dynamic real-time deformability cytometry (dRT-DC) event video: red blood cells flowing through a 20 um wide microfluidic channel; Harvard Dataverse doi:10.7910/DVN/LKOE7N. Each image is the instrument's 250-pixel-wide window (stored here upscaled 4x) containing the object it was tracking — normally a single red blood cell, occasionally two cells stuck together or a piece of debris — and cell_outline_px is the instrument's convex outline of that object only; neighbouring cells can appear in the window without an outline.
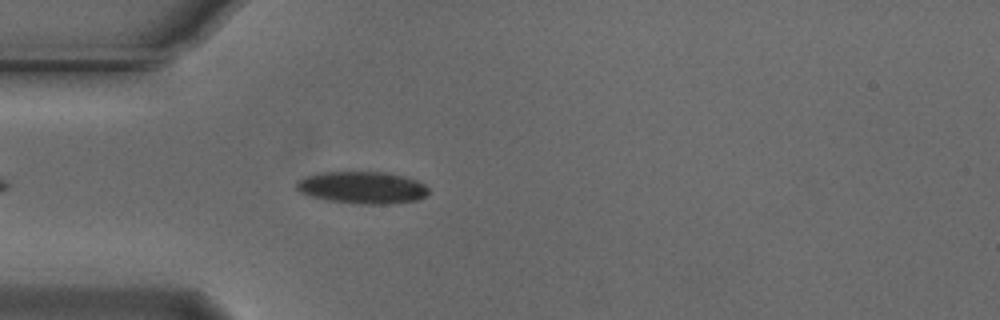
{"species": "Egyptian fruit bat (a non-hibernating species)", "species_latin": "Rousettus aegyptiacus", "temperature_condition": "cold", "stored_images_in_passage": 30, "camera_frame_rate_fps": 3000, "um_per_image_px": 0.085, "animal": {"sex": "male"}, "frame": {"image": 1, "passage_image": 6, "time_ms": 1.667, "image_size_px": [1000, 320], "cell_outline_px": [[428, 192], [424, 196], [416, 200], [388, 204], [352, 204], [328, 200], [312, 196], [300, 192], [296, 188], [296, 180], [304, 176], [320, 172], [388, 172], [404, 176], [416, 180], [424, 184], [428, 188]], "centroid_in_image_um": [30.76, 15.94], "position_along_channel_um": 54.2, "area_um2": 24.85}}
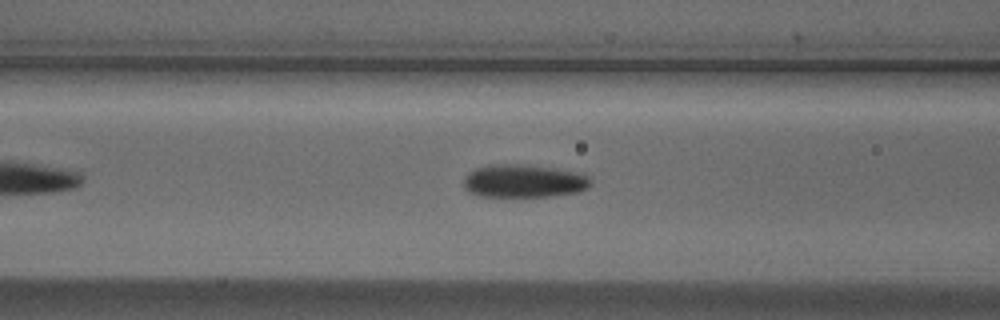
{"frame": {"image": 2, "passage_image": 12, "time_ms": 3.667, "image_size_px": [1000, 320], "cell_outline_px": [[592, 184], [588, 188], [580, 192], [552, 196], [480, 196], [468, 192], [464, 188], [464, 176], [468, 172], [476, 168], [488, 164], [520, 164], [556, 168], [580, 172], [588, 176], [592, 180]], "centroid_in_image_um": [44.55, 15.38], "position_along_channel_um": 122.1, "area_um2": 24.85}}
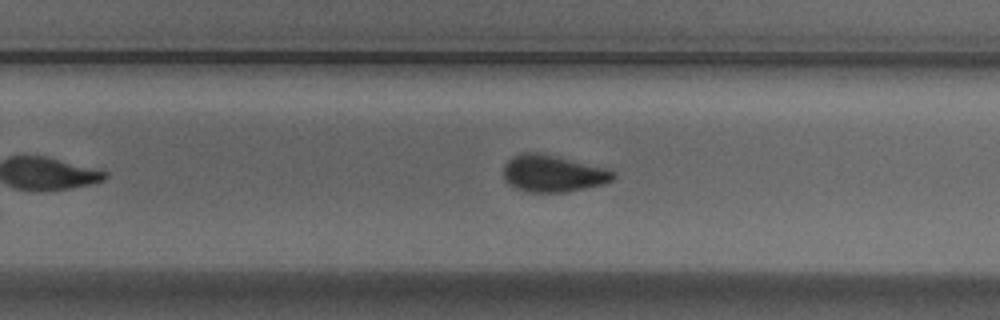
{"frame": {"image": 3, "passage_image": 25, "time_ms": 8.0, "image_size_px": [1000, 320], "cell_outline_px": [[616, 176], [612, 180], [604, 184], [564, 192], [524, 192], [508, 184], [504, 180], [504, 164], [512, 156], [520, 152], [540, 152], [608, 168], [616, 172]], "centroid_in_image_um": [46.99, 14.73], "position_along_channel_um": 282.8, "area_um2": 23.93}}